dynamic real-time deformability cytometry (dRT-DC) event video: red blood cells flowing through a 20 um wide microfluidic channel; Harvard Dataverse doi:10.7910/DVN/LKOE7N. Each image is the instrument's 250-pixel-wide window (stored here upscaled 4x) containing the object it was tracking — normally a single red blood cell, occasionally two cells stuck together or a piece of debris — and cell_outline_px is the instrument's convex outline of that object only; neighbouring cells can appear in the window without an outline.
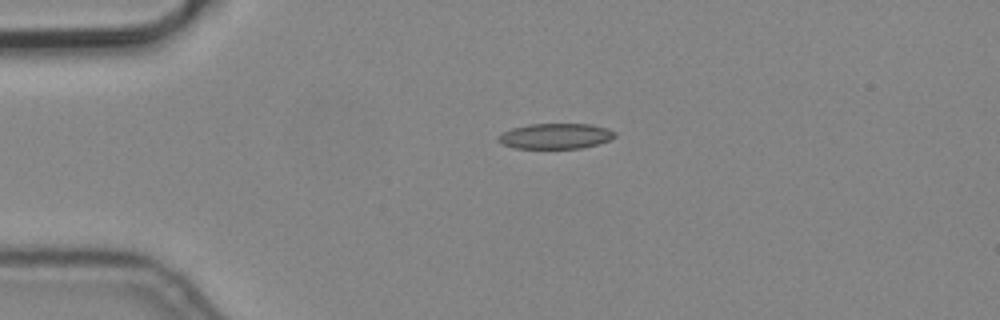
{"species": "common noctule bat (a hibernating species)", "species_latin": "Nyctalus noctula", "temperature_condition": "cold", "stored_images_in_passage": 2, "camera_frame_rate_fps": 3000, "um_per_image_px": 0.085, "animal": {"sex": "male", "body_mass_g": 19.2, "forearm_length_mm": 51.8}, "frame": {"image": 1, "passage_image": 1, "time_ms": 0.0, "image_size_px": [1000, 320], "cell_outline_px": [[616, 136], [612, 140], [580, 148], [516, 148], [504, 144], [496, 140], [504, 132], [512, 128], [528, 124], [592, 124], [608, 128], [616, 132]], "centroid_in_image_um": [47.28, 11.56], "position_along_channel_um": 37.7, "area_um2": 17.22}}